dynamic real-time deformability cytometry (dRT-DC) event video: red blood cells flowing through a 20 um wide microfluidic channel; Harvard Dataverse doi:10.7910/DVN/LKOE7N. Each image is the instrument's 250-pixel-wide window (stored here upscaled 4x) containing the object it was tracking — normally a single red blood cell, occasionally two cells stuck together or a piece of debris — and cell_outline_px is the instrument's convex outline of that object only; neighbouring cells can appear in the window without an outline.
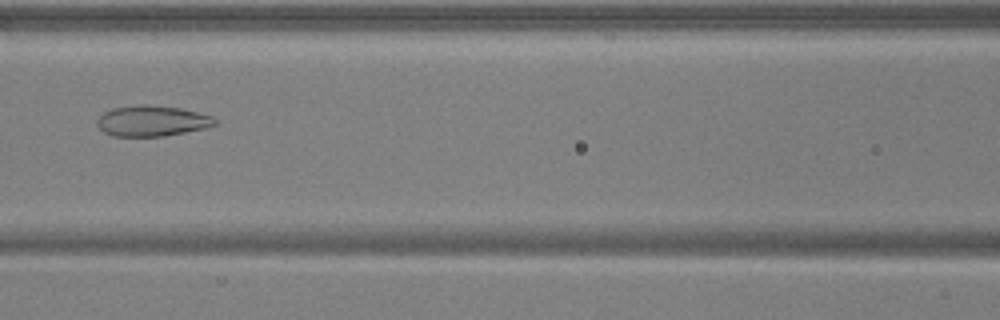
{"species": "common noctule bat (a hibernating species)", "species_latin": "Nyctalus noctula", "temperature_condition": "warm", "stored_images_in_passage": 7, "camera_frame_rate_fps": 3000, "um_per_image_px": 0.085, "animal": {"sex": "male", "body_mass_g": 17.9, "forearm_length_mm": 54.2}, "frame": {"image": 1, "passage_image": 7, "time_ms": 2.0, "image_size_px": [1000, 320], "cell_outline_px": [[216, 124], [204, 128], [164, 136], [112, 136], [104, 132], [96, 124], [96, 120], [104, 112], [112, 108], [140, 104], [144, 104], [180, 108], [212, 116], [216, 120]], "centroid_in_image_um": [12.88, 10.27], "position_along_channel_um": 153.7, "area_um2": 20.92}}